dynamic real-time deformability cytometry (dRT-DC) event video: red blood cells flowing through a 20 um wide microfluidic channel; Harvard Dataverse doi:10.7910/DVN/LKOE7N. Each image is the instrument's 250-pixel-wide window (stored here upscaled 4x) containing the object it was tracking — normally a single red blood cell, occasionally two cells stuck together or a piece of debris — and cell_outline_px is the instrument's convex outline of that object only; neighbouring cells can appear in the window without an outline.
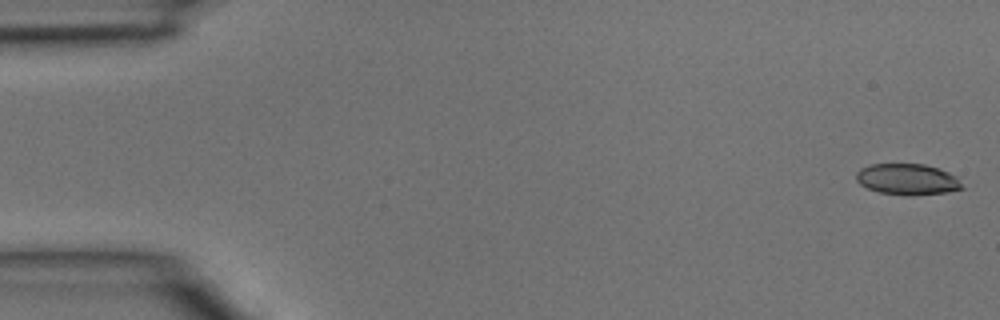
{"species": "common noctule bat (a hibernating species)", "species_latin": "Nyctalus noctula", "temperature_condition": "room temperature", "stored_images_in_passage": 4, "camera_frame_rate_fps": 3000, "um_per_image_px": 0.085, "animal": {"sex": "male", "body_mass_g": 15.6}, "frame": {"image": 1, "passage_image": 1, "time_ms": 0.0, "image_size_px": [1000, 320], "cell_outline_px": [[964, 188], [948, 192], [904, 196], [880, 192], [868, 188], [860, 184], [856, 180], [856, 172], [860, 168], [872, 164], [924, 164], [948, 172], [956, 176]], "centroid_in_image_um": [77.11, 15.24], "position_along_channel_um": 7.9, "area_um2": 19.13}}
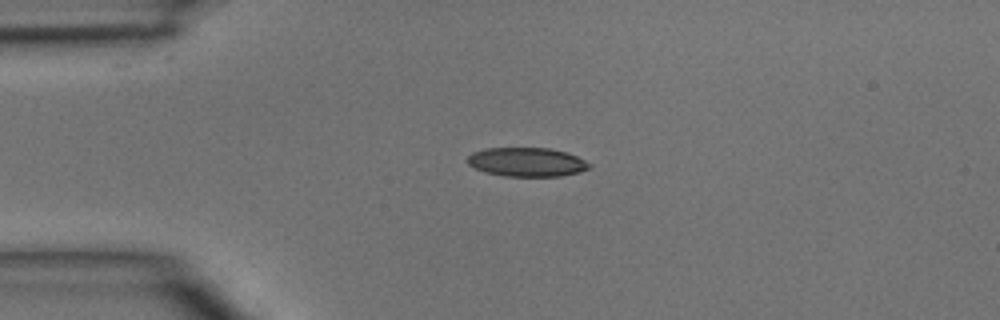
{"frame": {"image": 2, "passage_image": 3, "time_ms": 0.667, "image_size_px": [1000, 320], "cell_outline_px": [[592, 164], [588, 168], [580, 172], [560, 176], [504, 176], [484, 172], [468, 164], [468, 156], [472, 152], [484, 148], [548, 148], [568, 152]], "centroid_in_image_um": [44.78, 13.77], "position_along_channel_um": 40.2, "area_um2": 20.58}}
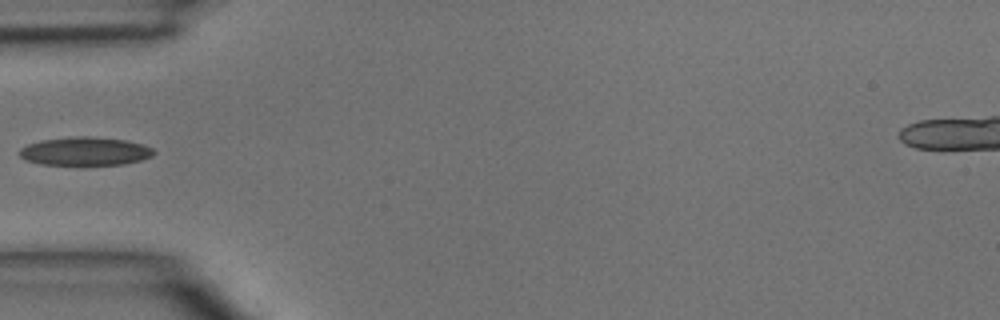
{"frame": {"image": 3, "passage_image": 4, "time_ms": 1.0, "image_size_px": [1000, 320], "cell_outline_px": [[156, 152], [152, 156], [140, 160], [124, 164], [84, 168], [80, 168], [40, 164], [24, 160], [20, 156], [20, 148], [28, 144], [40, 140], [76, 136], [88, 136], [124, 140], [140, 144], [152, 148]], "centroid_in_image_um": [7.19, 12.92], "position_along_channel_um": 77.8, "area_um2": 23.24}}